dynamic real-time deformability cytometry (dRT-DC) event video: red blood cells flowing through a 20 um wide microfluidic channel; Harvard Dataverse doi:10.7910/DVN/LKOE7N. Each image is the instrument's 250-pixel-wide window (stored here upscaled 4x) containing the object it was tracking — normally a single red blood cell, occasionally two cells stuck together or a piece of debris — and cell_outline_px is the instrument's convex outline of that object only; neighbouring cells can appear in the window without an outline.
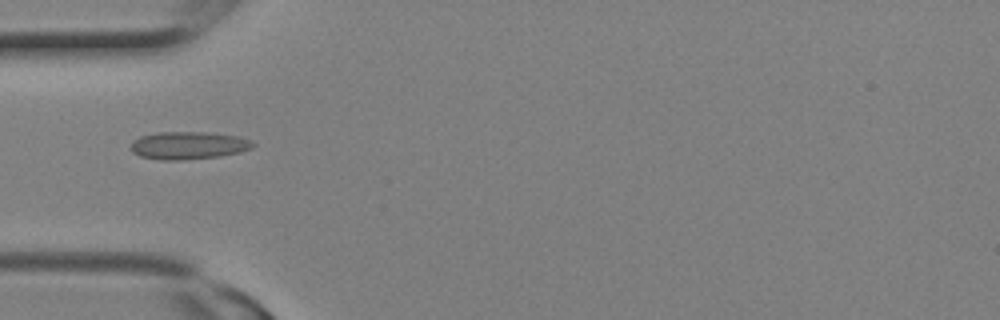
{"species": "Egyptian fruit bat (a non-hibernating species)", "species_latin": "Rousettus aegyptiacus", "temperature_condition": "room temperature", "stored_images_in_passage": 3, "camera_frame_rate_fps": 3000, "um_per_image_px": 0.085, "animal": {"sex": "female"}, "frame": {"image": 1, "passage_image": 2, "time_ms": 0.333, "image_size_px": [1000, 320], "cell_outline_px": [[256, 144], [252, 148], [240, 152], [220, 156], [184, 160], [160, 160], [140, 156], [132, 152], [132, 140], [140, 136], [156, 132], [204, 132], [240, 136], [252, 140]], "centroid_in_image_um": [16.04, 12.36], "position_along_channel_um": 69.0, "area_um2": 19.88}}